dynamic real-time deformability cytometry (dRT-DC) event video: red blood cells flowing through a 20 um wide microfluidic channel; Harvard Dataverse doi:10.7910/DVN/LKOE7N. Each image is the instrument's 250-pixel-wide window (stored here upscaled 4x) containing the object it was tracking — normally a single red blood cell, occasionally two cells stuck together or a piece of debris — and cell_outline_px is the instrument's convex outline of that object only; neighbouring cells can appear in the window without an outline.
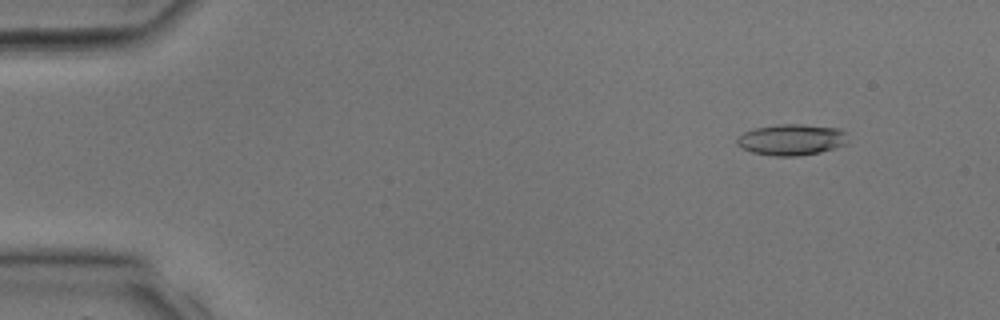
{"species": "common noctule bat (a hibernating species)", "species_latin": "Nyctalus noctula", "temperature_condition": "room temperature", "stored_images_in_passage": 34, "camera_frame_rate_fps": 3000, "um_per_image_px": 0.085, "animal": {"sex": "male", "body_mass_g": 17.9, "forearm_length_mm": 54.2}, "frame": {"image": 1, "passage_image": 4, "time_ms": 1.0, "image_size_px": [1000, 320], "cell_outline_px": [[848, 144], [820, 152], [796, 156], [772, 156], [752, 152], [740, 148], [736, 144], [736, 140], [744, 132], [756, 128], [780, 124], [804, 124], [840, 128], [844, 132], [848, 140]], "centroid_in_image_um": [67.29, 11.87], "position_along_channel_um": 17.7, "area_um2": 20.23}}
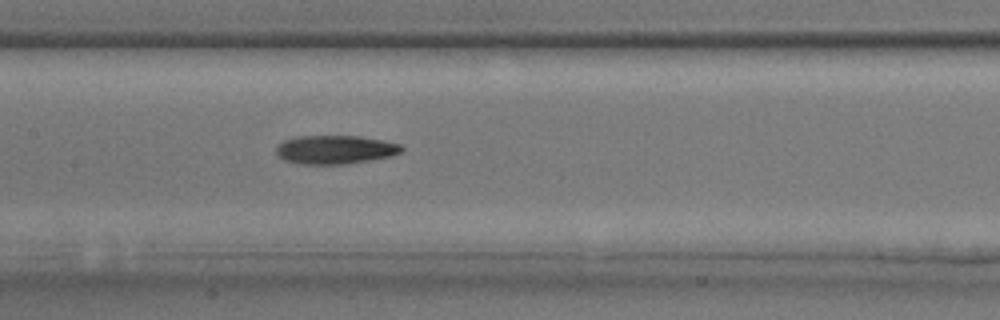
{"frame": {"image": 2, "passage_image": 17, "time_ms": 5.333, "image_size_px": [1000, 320], "cell_outline_px": [[404, 148], [400, 152], [392, 156], [344, 164], [300, 164], [284, 160], [276, 156], [276, 148], [284, 140], [300, 136], [360, 136], [384, 140], [400, 144]], "centroid_in_image_um": [28.48, 12.72], "position_along_channel_um": 178.9, "area_um2": 20.92}}
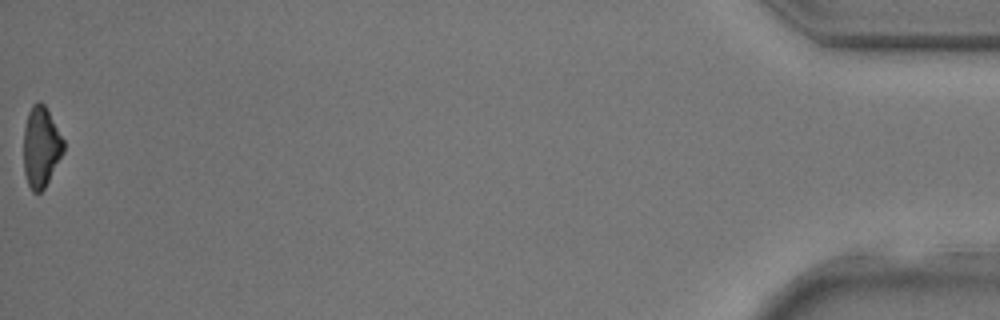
{"frame": {"image": 3, "passage_image": 34, "time_ms": 11.0, "image_size_px": [1000, 320], "cell_outline_px": [[64, 152], [44, 188], [40, 192], [32, 192], [28, 184], [24, 172], [24, 128], [28, 112], [32, 104], [40, 100], [44, 104], [64, 140]], "centroid_in_image_um": [3.48, 12.48], "position_along_channel_um": 431.7, "area_um2": 18.67}}